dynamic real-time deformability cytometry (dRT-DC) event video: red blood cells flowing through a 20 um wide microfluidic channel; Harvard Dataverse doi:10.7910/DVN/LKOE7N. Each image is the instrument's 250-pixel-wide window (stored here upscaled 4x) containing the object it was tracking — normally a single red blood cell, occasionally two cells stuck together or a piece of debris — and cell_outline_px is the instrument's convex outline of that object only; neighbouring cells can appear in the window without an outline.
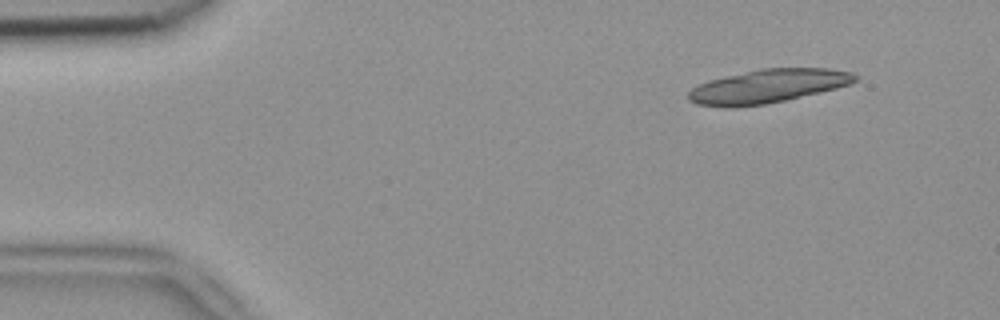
{"species": "common noctule bat (a hibernating species)", "species_latin": "Nyctalus noctula", "temperature_condition": "room temperature", "stored_images_in_passage": 5, "camera_frame_rate_fps": 3000, "um_per_image_px": 0.085, "animal": {"sex": "female", "body_mass_g": 18.4}, "frame": {"image": 1, "passage_image": 2, "time_ms": 0.333, "image_size_px": [1000, 320], "cell_outline_px": [[856, 80], [852, 84], [820, 92], [784, 100], [764, 104], [736, 108], [724, 108], [696, 104], [688, 100], [688, 92], [692, 88], [708, 80], [724, 76], [760, 68], [828, 68], [852, 72], [856, 76]], "centroid_in_image_um": [65.22, 7.33], "position_along_channel_um": 19.8, "area_um2": 32.83}}